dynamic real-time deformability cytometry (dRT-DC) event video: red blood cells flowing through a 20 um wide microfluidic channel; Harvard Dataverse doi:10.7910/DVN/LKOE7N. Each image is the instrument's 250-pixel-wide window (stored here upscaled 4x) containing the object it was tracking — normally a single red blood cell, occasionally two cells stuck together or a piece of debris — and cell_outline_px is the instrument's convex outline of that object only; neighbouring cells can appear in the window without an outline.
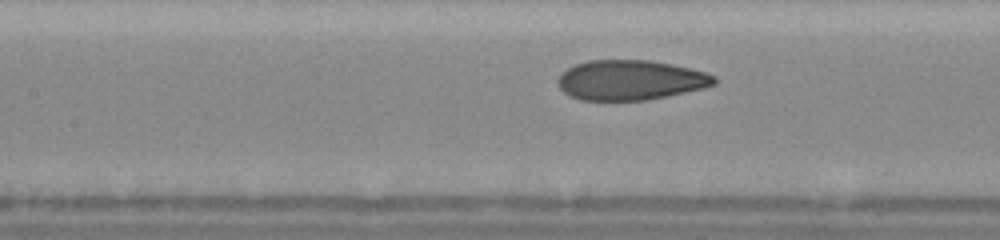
{"species": "human", "species_latin": "Homo sapiens", "temperature_condition": "cold", "stored_images_in_passage": 17, "camera_frame_rate_fps": 3000, "um_per_image_px": 0.085, "donor": {"sex": "female"}, "frame": {"image": 1, "passage_image": 10, "time_ms": 4.667, "image_size_px": [1000, 240], "cell_outline_px": [[716, 84], [704, 88], [668, 96], [648, 100], [580, 100], [564, 92], [560, 88], [556, 80], [568, 68], [576, 64], [588, 60], [652, 60], [672, 64], [708, 72], [716, 76]], "centroid_in_image_um": [53.63, 6.8], "position_along_channel_um": 153.8, "area_um2": 36.53}}
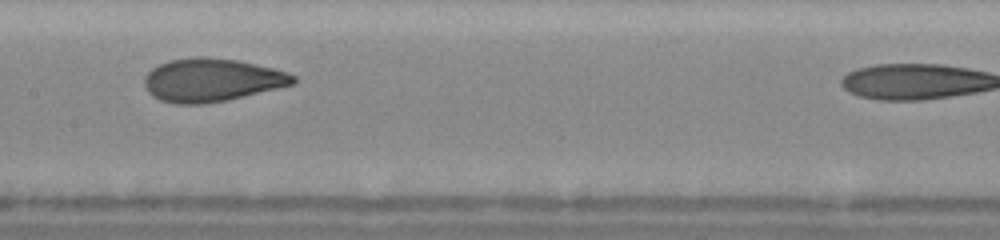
{"frame": {"image": 2, "passage_image": 12, "time_ms": 5.667, "image_size_px": [1000, 240], "cell_outline_px": [[296, 84], [228, 100], [204, 104], [176, 104], [160, 100], [152, 96], [144, 88], [144, 76], [152, 68], [168, 60], [192, 56], [208, 56], [240, 60], [288, 72], [296, 76]], "centroid_in_image_um": [17.99, 6.79], "position_along_channel_um": 189.4, "area_um2": 38.03}}